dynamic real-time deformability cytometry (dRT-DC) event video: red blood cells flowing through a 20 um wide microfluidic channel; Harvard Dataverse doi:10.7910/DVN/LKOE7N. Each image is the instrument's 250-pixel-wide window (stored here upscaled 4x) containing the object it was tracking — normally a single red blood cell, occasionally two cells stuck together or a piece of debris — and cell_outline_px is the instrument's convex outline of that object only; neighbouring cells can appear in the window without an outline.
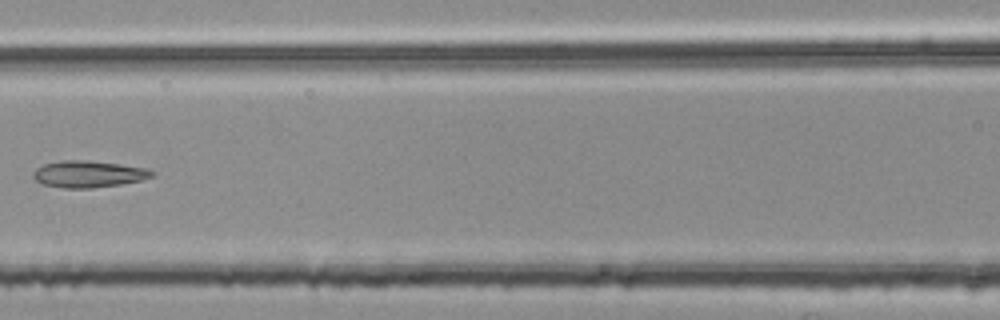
{"species": "common noctule bat (a hibernating species)", "species_latin": "Nyctalus noctula", "temperature_condition": "room temperature", "stored_images_in_passage": 6, "camera_frame_rate_fps": 3000, "um_per_image_px": 0.085, "animal": {"sex": "female", "body_mass_g": 25.1}, "frame": {"image": 1, "passage_image": 6, "time_ms": 1.667, "image_size_px": [1000, 320], "cell_outline_px": [[156, 172], [152, 176], [140, 180], [120, 184], [92, 188], [64, 188], [44, 184], [36, 180], [32, 176], [36, 168], [44, 164], [60, 160], [88, 160], [120, 164], [148, 168]], "centroid_in_image_um": [7.52, 14.78], "position_along_channel_um": 159.1, "area_um2": 18.44}}